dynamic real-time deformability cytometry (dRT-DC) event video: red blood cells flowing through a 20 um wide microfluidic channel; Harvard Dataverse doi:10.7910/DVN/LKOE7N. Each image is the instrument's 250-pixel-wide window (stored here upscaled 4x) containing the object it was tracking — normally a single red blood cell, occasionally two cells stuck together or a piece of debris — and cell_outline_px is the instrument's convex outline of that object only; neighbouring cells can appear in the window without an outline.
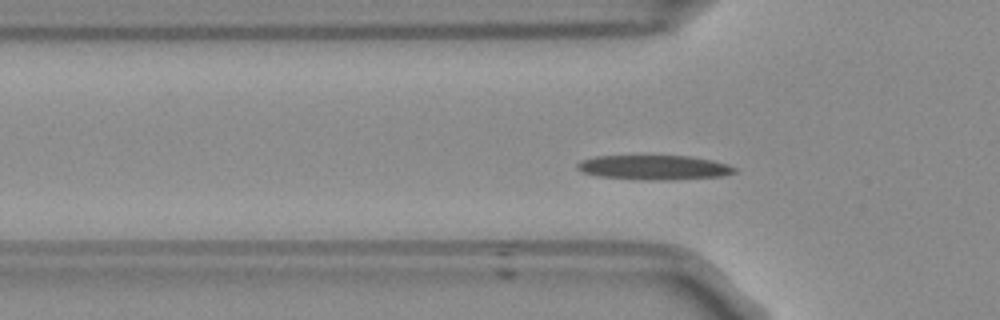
{"species": "Egyptian fruit bat (a non-hibernating species)", "species_latin": "Rousettus aegyptiacus", "temperature_condition": "room temperature", "stored_images_in_passage": 52, "camera_frame_rate_fps": 3000, "um_per_image_px": 0.085, "frame": {"image": 1, "passage_image": 14, "time_ms": 4.333, "image_size_px": [1000, 320], "cell_outline_px": [[736, 172], [724, 176], [672, 180], [644, 180], [596, 176], [584, 172], [576, 168], [576, 164], [580, 160], [592, 156], [688, 156], [712, 160], [728, 164], [736, 168]], "centroid_in_image_um": [55.58, 14.24], "position_along_channel_um": 70.2, "area_um2": 22.72}}
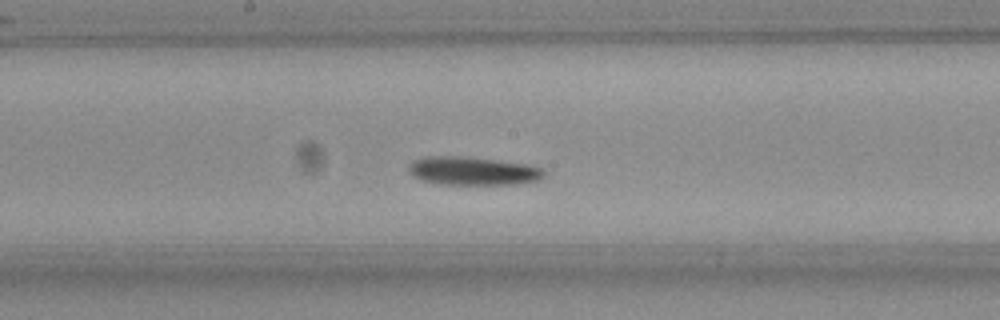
{"frame": {"image": 2, "passage_image": 25, "time_ms": 8.0, "image_size_px": [1000, 320], "cell_outline_px": [[544, 176], [536, 180], [516, 184], [440, 184], [420, 180], [412, 176], [408, 172], [408, 164], [412, 160], [428, 156], [460, 156], [532, 164], [544, 168]], "centroid_in_image_um": [40.16, 14.52], "position_along_channel_um": 208.0, "area_um2": 22.6}}
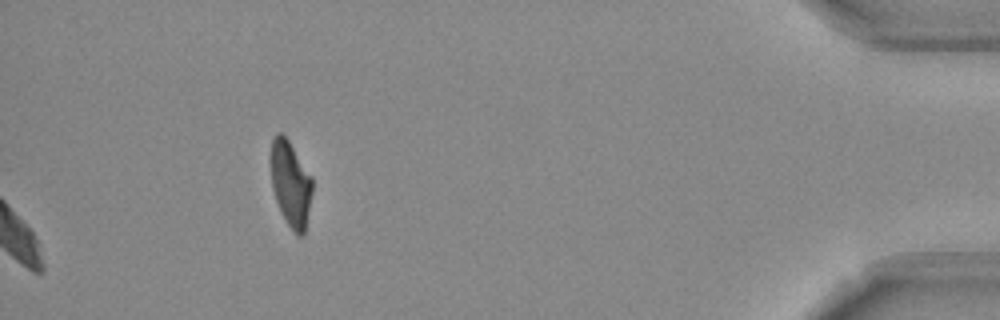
{"frame": {"image": 3, "passage_image": 52, "time_ms": 17.0, "image_size_px": [1000, 320], "cell_outline_px": [[312, 192], [304, 232], [300, 236], [288, 224], [276, 200], [272, 188], [268, 160], [272, 136], [276, 132], [280, 132], [288, 140], [312, 176]], "centroid_in_image_um": [24.65, 15.5], "position_along_channel_um": 410.5, "area_um2": 20.75}, "authors_computed_cell_mechanics": {"area_um2": 21.3571, "velocity_mm_per_s": 3.7442, "shape_relaxation_time_tau1_ms": 5.2207, "shape_relaxation_time_tau2_ms": null, "deformation_change_tau1": 0.1536, "deformation_change_tau2": null}}